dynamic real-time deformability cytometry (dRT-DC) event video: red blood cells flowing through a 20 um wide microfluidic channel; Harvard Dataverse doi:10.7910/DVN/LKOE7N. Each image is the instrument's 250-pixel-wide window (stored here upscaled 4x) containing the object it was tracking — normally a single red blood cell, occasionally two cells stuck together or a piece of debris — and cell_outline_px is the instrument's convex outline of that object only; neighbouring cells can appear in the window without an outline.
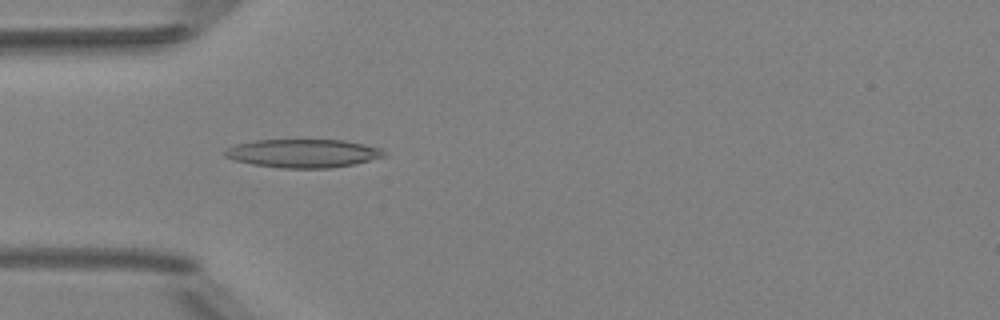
{"species": "Egyptian fruit bat (a non-hibernating species)", "species_latin": "Rousettus aegyptiacus", "temperature_condition": "room temperature", "stored_images_in_passage": 2, "camera_frame_rate_fps": 3000, "um_per_image_px": 0.085, "animal": {"sex": "female"}, "frame": {"image": 1, "passage_image": 2, "time_ms": 1.333, "image_size_px": [1000, 320], "cell_outline_px": [[388, 156], [352, 164], [332, 168], [284, 168], [252, 164], [236, 160], [224, 156], [224, 152], [228, 148], [236, 144], [256, 140], [344, 140], [364, 144], [380, 148]], "centroid_in_image_um": [25.79, 13.03], "position_along_channel_um": 59.2, "area_um2": 26.18}}